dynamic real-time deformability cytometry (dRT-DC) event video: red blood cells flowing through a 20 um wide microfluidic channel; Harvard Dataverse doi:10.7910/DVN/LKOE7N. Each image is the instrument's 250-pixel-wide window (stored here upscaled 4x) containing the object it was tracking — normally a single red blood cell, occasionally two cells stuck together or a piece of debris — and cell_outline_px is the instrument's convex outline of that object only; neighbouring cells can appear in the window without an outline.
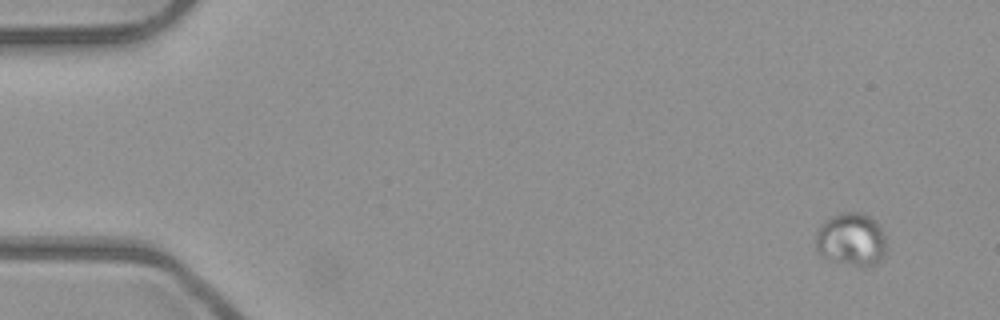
{"species": "common noctule bat (a hibernating species)", "species_latin": "Nyctalus noctula", "temperature_condition": "room temperature", "stored_images_in_passage": 4, "camera_frame_rate_fps": 3000, "um_per_image_px": 0.085, "animal": {"sex": "male", "body_mass_g": 23.1, "forearm_length_mm": 52.7}, "frame": {"image": 1, "passage_image": 1, "time_ms": 0.0, "image_size_px": [1000, 320], "cell_outline_px": [[884, 256], [876, 264], [864, 268], [820, 256], [816, 248], [816, 232], [820, 224], [824, 220], [832, 216], [844, 212], [864, 212], [876, 220], [880, 224], [884, 236]], "centroid_in_image_um": [72.35, 20.34], "position_along_channel_um": 12.6, "area_um2": 22.08}}